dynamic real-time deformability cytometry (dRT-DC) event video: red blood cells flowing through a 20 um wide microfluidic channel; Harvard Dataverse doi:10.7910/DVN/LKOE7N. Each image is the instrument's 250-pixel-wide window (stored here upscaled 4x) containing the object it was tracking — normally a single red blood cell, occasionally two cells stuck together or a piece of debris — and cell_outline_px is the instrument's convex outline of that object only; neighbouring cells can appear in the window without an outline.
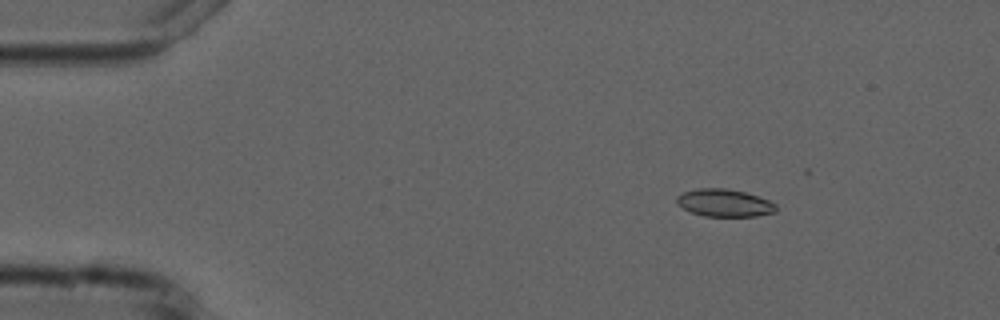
{"species": "common noctule bat (a hibernating species)", "species_latin": "Nyctalus noctula", "temperature_condition": "cold", "stored_images_in_passage": 3, "camera_frame_rate_fps": 3000, "um_per_image_px": 0.085, "animal": {"sex": "male", "forearm_length_mm": 52.5}, "frame": {"image": 1, "passage_image": 1, "time_ms": 0.0, "image_size_px": [1000, 320], "cell_outline_px": [[776, 212], [756, 216], [704, 216], [692, 212], [676, 204], [676, 196], [684, 192], [696, 188], [728, 188], [744, 192], [768, 200], [776, 204]], "centroid_in_image_um": [61.55, 17.24], "position_along_channel_um": 23.4, "area_um2": 15.9}}